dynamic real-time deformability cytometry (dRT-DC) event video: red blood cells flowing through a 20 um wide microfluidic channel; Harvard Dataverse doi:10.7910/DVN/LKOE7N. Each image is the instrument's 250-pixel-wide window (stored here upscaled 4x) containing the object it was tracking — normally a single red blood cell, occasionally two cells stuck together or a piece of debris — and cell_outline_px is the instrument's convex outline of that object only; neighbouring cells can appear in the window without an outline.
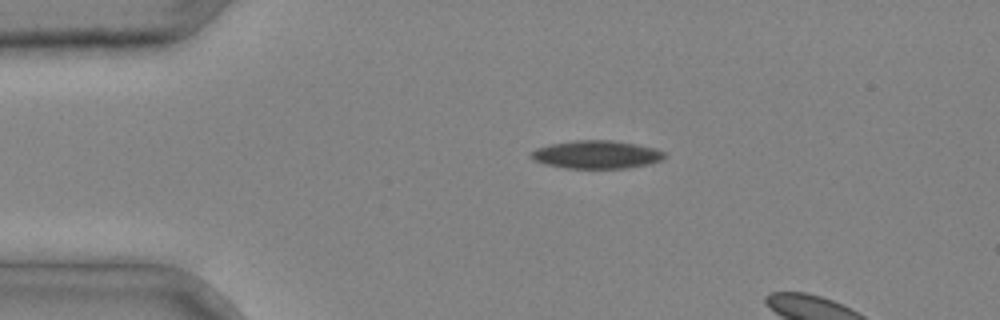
{"species": "common noctule bat (a hibernating species)", "species_latin": "Nyctalus noctula", "temperature_condition": "cold", "stored_images_in_passage": 4, "camera_frame_rate_fps": 3000, "um_per_image_px": 0.085, "animal": {"sex": "male", "body_mass_g": 20.4}, "frame": {"image": 1, "passage_image": 3, "time_ms": 0.667, "image_size_px": [1000, 320], "cell_outline_px": [[668, 156], [664, 160], [648, 164], [628, 168], [564, 168], [544, 164], [532, 160], [528, 156], [528, 152], [536, 148], [548, 144], [572, 140], [612, 140], [636, 144], [656, 148], [664, 152]], "centroid_in_image_um": [50.67, 13.13], "position_along_channel_um": 34.3, "area_um2": 22.31}}